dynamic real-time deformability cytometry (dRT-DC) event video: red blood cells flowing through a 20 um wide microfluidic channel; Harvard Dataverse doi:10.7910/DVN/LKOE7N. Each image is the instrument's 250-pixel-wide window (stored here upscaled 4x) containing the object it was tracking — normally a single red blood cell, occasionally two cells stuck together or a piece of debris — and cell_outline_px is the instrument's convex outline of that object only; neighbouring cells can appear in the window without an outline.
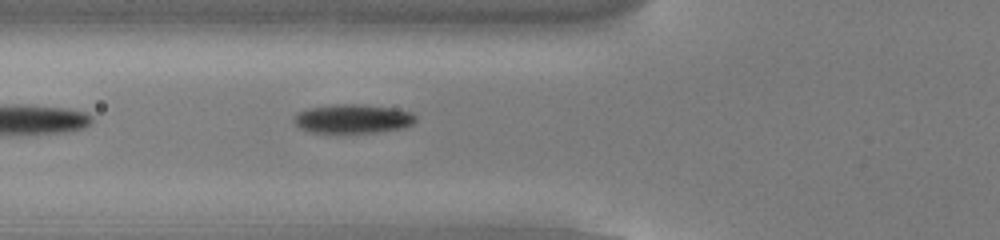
{"species": "common noctule bat (a hibernating species)", "species_latin": "Nyctalus noctula", "temperature_condition": "cold", "stored_images_in_passage": 16, "camera_frame_rate_fps": 3000, "um_per_image_px": 0.085, "animal": {"sex": "male", "body_mass_g": 13.0, "forearm_length_mm": 53.1}, "frame": {"image": 1, "passage_image": 3, "time_ms": 0.667, "image_size_px": [1000, 240], "cell_outline_px": [[416, 120], [412, 124], [400, 128], [376, 132], [308, 132], [300, 128], [292, 120], [296, 112], [308, 108], [336, 104], [360, 104], [392, 108], [412, 112], [416, 116]], "centroid_in_image_um": [29.95, 10.08], "position_along_channel_um": 95.9, "area_um2": 20.46}}
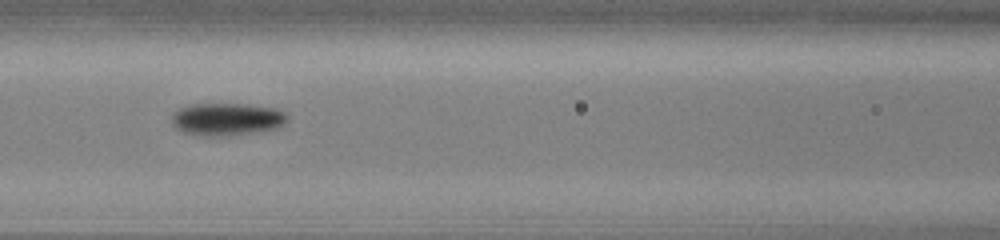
{"frame": {"image": 2, "passage_image": 7, "time_ms": 2.0, "image_size_px": [1000, 240], "cell_outline_px": [[288, 120], [284, 124], [276, 128], [256, 132], [228, 136], [204, 136], [184, 132], [176, 128], [172, 124], [172, 112], [180, 108], [196, 104], [248, 104], [276, 108], [284, 112], [288, 116]], "centroid_in_image_um": [19.3, 10.13], "position_along_channel_um": 147.3, "area_um2": 22.02}}